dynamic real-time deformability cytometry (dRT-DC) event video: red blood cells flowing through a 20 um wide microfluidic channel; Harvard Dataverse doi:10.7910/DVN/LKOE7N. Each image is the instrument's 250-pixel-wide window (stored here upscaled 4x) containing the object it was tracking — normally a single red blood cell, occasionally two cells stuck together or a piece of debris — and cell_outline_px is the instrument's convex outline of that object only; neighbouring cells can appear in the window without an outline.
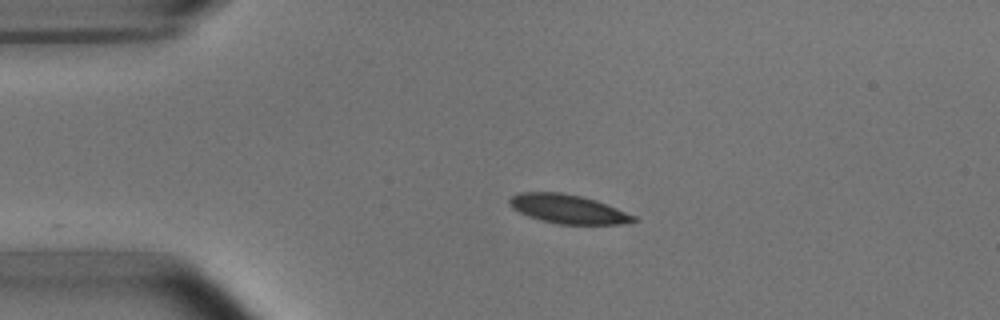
{"species": "common noctule bat (a hibernating species)", "species_latin": "Nyctalus noctula", "temperature_condition": "room temperature", "stored_images_in_passage": 3, "camera_frame_rate_fps": 3000, "um_per_image_px": 0.085, "animal": {"sex": "male", "body_mass_g": 15.6}, "frame": {"image": 1, "passage_image": 3, "time_ms": 2.333, "image_size_px": [1000, 320], "cell_outline_px": [[636, 220], [620, 224], [560, 224], [540, 220], [528, 216], [512, 208], [508, 204], [508, 200], [512, 196], [520, 192], [560, 192], [580, 196], [596, 200], [636, 216]], "centroid_in_image_um": [48.23, 17.76], "position_along_channel_um": 36.8, "area_um2": 20.75}}